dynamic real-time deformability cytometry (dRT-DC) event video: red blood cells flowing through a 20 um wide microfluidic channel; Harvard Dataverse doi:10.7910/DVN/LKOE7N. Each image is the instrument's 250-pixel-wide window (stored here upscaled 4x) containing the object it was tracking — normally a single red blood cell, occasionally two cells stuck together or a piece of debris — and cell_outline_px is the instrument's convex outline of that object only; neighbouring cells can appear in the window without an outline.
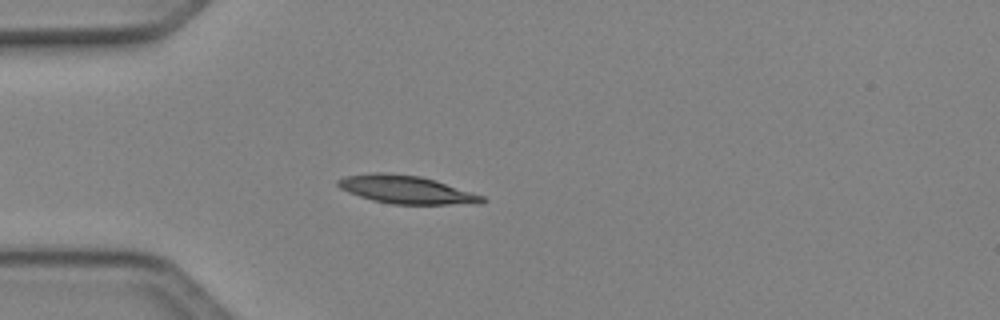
{"species": "Egyptian fruit bat (a non-hibernating species)", "species_latin": "Rousettus aegyptiacus", "temperature_condition": "cold", "stored_images_in_passage": 41, "camera_frame_rate_fps": 3000, "um_per_image_px": 0.085, "animal": {"sex": "female"}, "frame": {"image": 1, "passage_image": 6, "time_ms": 1.667, "image_size_px": [1000, 320], "cell_outline_px": [[488, 200], [480, 204], [392, 204], [372, 200], [348, 192], [340, 188], [336, 184], [336, 180], [344, 176], [372, 172], [384, 172], [420, 176], [436, 180], [484, 196]], "centroid_in_image_um": [34.54, 16.11], "position_along_channel_um": 50.5, "area_um2": 23.76}}
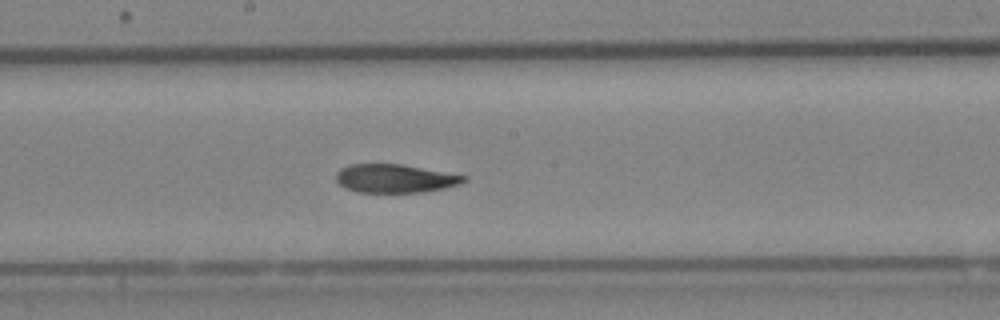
{"frame": {"image": 2, "passage_image": 19, "time_ms": 6.0, "image_size_px": [1000, 320], "cell_outline_px": [[468, 180], [460, 184], [444, 188], [424, 192], [356, 192], [340, 184], [336, 180], [336, 172], [340, 168], [348, 164], [400, 164], [468, 176]], "centroid_in_image_um": [33.58, 15.16], "position_along_channel_um": 214.6, "area_um2": 21.15}}
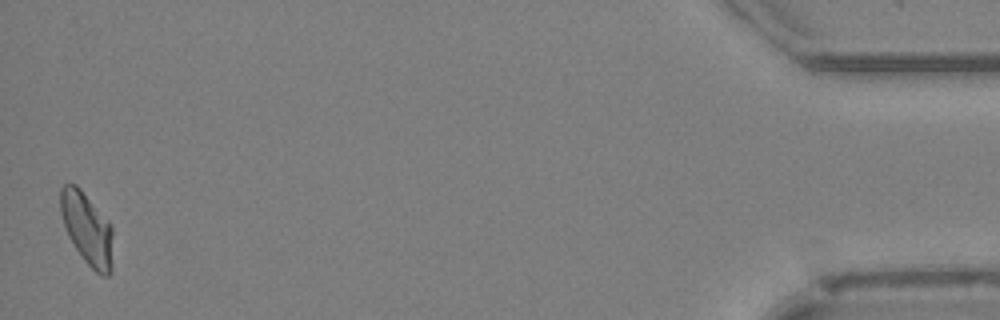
{"frame": {"image": 3, "passage_image": 41, "time_ms": 13.333, "image_size_px": [1000, 320], "cell_outline_px": [[112, 272], [108, 276], [100, 276], [84, 260], [68, 236], [60, 212], [60, 188], [64, 184], [76, 184], [80, 188], [112, 228]], "centroid_in_image_um": [7.39, 19.47], "position_along_channel_um": 427.8, "area_um2": 21.68}, "authors_computed_cell_mechanics": {"area_um2": 21.964, "velocity_mm_per_s": 4.1115, "shape_relaxation_time_tau1_ms": 3.4729, "shape_relaxation_time_tau2_ms": 4.2034, "deformation_change_tau1": 0.1426, "deformation_change_tau2": 0.099}}